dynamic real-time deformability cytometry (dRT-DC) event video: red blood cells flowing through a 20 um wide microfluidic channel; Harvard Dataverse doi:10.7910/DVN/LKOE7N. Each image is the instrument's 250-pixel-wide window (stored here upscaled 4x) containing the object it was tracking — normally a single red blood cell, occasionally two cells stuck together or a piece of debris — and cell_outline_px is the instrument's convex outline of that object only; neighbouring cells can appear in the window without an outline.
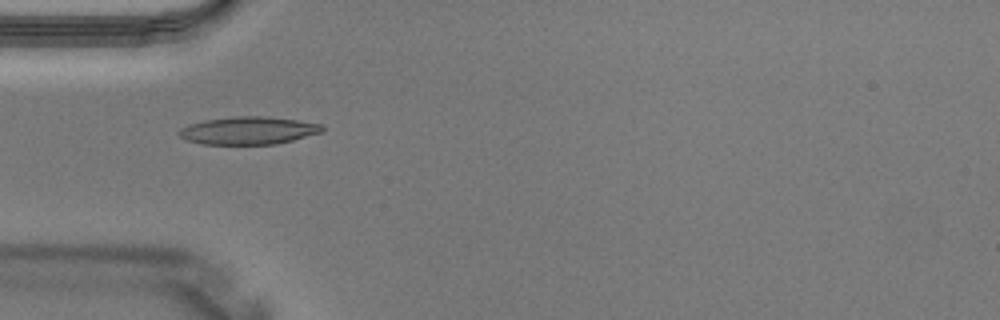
{"species": "Egyptian fruit bat (a non-hibernating species)", "species_latin": "Rousettus aegyptiacus", "temperature_condition": "warm", "stored_images_in_passage": 2, "camera_frame_rate_fps": 3000, "um_per_image_px": 0.085, "animal": {"sex": "male"}, "frame": {"image": 1, "passage_image": 2, "time_ms": 0.333, "image_size_px": [1000, 320], "cell_outline_px": [[324, 132], [276, 144], [200, 144], [188, 140], [180, 136], [176, 132], [180, 128], [188, 124], [204, 120], [232, 116], [268, 116], [324, 124]], "centroid_in_image_um": [21.12, 11.09], "position_along_channel_um": 63.9, "area_um2": 23.35}}